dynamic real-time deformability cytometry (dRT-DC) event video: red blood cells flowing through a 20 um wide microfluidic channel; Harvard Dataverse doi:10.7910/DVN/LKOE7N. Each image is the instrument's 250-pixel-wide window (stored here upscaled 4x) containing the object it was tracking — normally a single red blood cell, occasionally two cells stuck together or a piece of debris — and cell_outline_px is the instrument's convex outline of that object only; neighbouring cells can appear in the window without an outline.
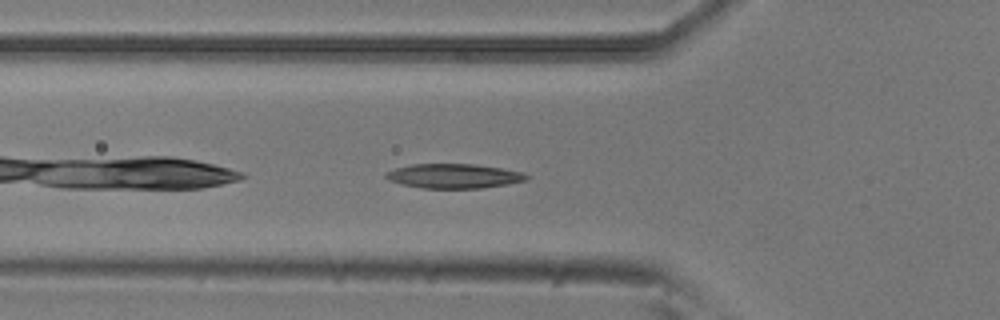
{"species": "common noctule bat (a hibernating species)", "species_latin": "Nyctalus noctula", "temperature_condition": "room temperature", "stored_images_in_passage": 4, "camera_frame_rate_fps": 3000, "um_per_image_px": 0.085, "animal": {"sex": "male", "body_mass_g": 20.5, "forearm_length_mm": 52.5}, "frame": {"image": 1, "passage_image": 4, "time_ms": 1.0, "image_size_px": [1000, 320], "cell_outline_px": [[528, 180], [508, 184], [484, 188], [424, 188], [404, 184], [388, 180], [384, 176], [388, 172], [396, 168], [412, 164], [476, 164], [500, 168], [520, 172], [528, 176]], "centroid_in_image_um": [38.59, 14.96], "position_along_channel_um": 87.2, "area_um2": 19.83}}